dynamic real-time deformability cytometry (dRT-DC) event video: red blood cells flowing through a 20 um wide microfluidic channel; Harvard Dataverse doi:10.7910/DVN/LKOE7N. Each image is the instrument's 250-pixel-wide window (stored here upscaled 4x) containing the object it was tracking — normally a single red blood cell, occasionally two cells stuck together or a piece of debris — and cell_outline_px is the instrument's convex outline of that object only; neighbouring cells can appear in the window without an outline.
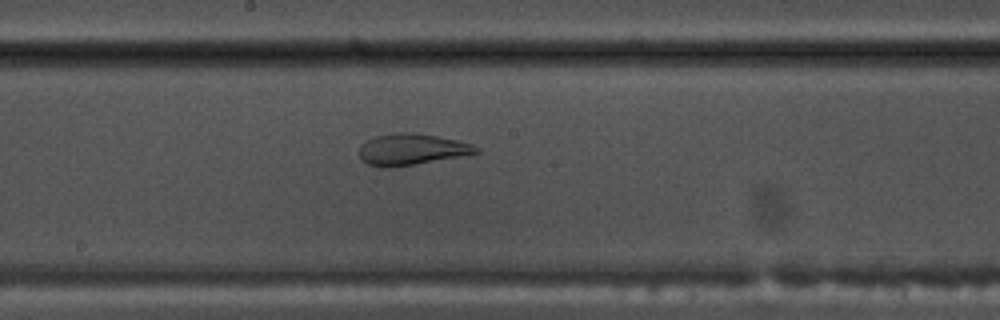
{"species": "common noctule bat (a hibernating species)", "species_latin": "Nyctalus noctula", "temperature_condition": "warm", "stored_images_in_passage": 54, "camera_frame_rate_fps": 3000, "um_per_image_px": 0.085, "animal": {"sex": "male", "body_mass_g": 17.5, "forearm_length_mm": 52.3}, "frame": {"image": 1, "passage_image": 29, "time_ms": 9.333, "image_size_px": [1000, 320], "cell_outline_px": [[480, 152], [468, 156], [396, 168], [380, 168], [368, 164], [360, 160], [360, 144], [372, 136], [396, 132], [416, 132], [440, 136], [472, 144], [480, 148]], "centroid_in_image_um": [35.01, 12.71], "position_along_channel_um": 213.2, "area_um2": 22.31}}
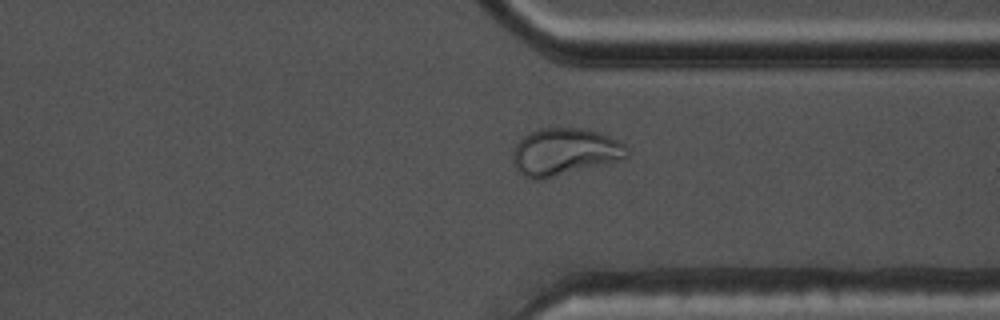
{"frame": {"image": 2, "passage_image": 41, "time_ms": 13.333, "image_size_px": [1000, 320], "cell_outline_px": [[628, 156], [624, 160], [544, 180], [528, 180], [516, 172], [512, 164], [512, 152], [516, 144], [528, 132], [540, 128], [584, 128], [600, 132], [620, 140], [628, 148]], "centroid_in_image_um": [47.98, 12.94], "position_along_channel_um": 363.4, "area_um2": 32.54}}
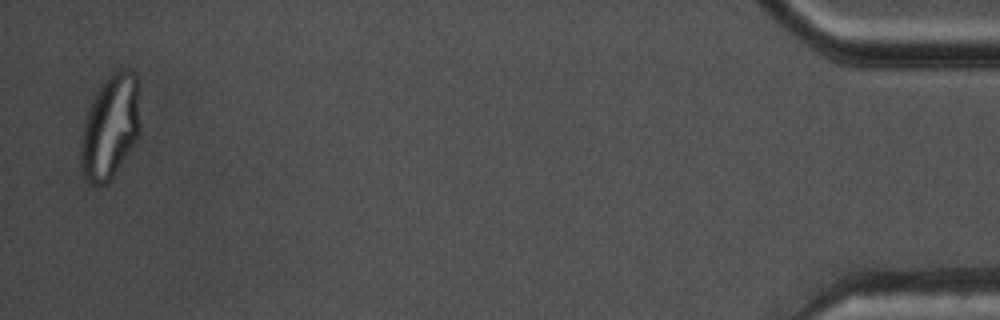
{"frame": {"image": 3, "passage_image": 53, "time_ms": 17.333, "image_size_px": [1000, 320], "cell_outline_px": [[140, 132], [136, 140], [112, 176], [104, 184], [92, 184], [84, 176], [80, 168], [80, 140], [84, 120], [88, 108], [92, 100], [104, 80], [112, 68], [128, 68], [136, 76], [140, 124]], "centroid_in_image_um": [9.35, 10.73], "position_along_channel_um": 425.9, "area_um2": 36.01}, "authors_computed_cell_mechanics": {"area_um2": 29.1312, "velocity_mm_per_s": 3.754, "shape_relaxation_time_tau1_ms": null, "shape_relaxation_time_tau2_ms": 1.1616, "deformation_change_tau1": null, "deformation_change_tau2": 0.0838}}